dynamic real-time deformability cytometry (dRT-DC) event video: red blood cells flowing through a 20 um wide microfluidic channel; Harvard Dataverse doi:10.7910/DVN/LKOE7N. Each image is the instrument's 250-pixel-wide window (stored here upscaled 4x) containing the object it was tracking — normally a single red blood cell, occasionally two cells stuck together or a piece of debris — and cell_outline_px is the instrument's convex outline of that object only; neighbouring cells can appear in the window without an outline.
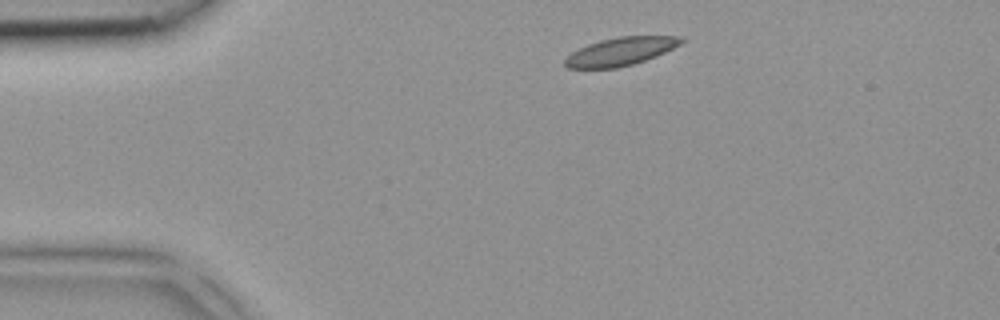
{"species": "common noctule bat (a hibernating species)", "species_latin": "Nyctalus noctula", "temperature_condition": "room temperature", "stored_images_in_passage": 3, "camera_frame_rate_fps": 3000, "um_per_image_px": 0.085, "animal": {"sex": "female", "body_mass_g": 18.4}, "frame": {"image": 1, "passage_image": 1, "time_ms": 0.0, "image_size_px": [1000, 320], "cell_outline_px": [[684, 40], [680, 44], [656, 56], [632, 64], [616, 68], [568, 68], [564, 64], [564, 60], [572, 52], [588, 44], [600, 40], [620, 36], [676, 36]], "centroid_in_image_um": [52.72, 4.37], "position_along_channel_um": 32.3, "area_um2": 18.73}}
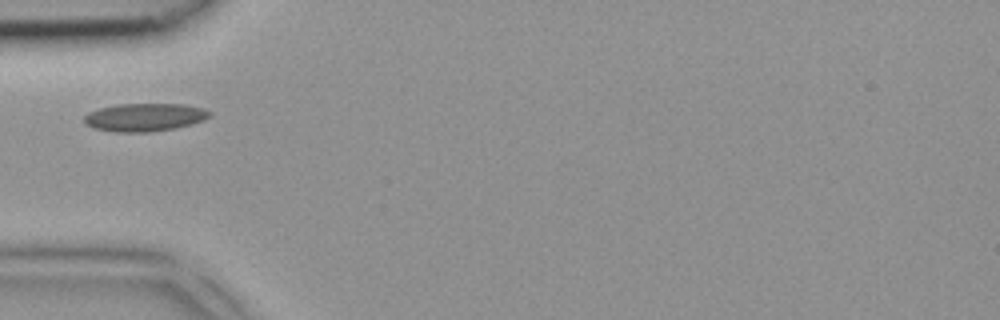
{"frame": {"image": 2, "passage_image": 2, "time_ms": 0.333, "image_size_px": [1000, 320], "cell_outline_px": [[212, 116], [204, 120], [192, 124], [176, 128], [152, 132], [112, 132], [92, 128], [84, 124], [84, 116], [88, 112], [100, 108], [116, 104], [184, 104], [204, 108], [212, 112]], "centroid_in_image_um": [12.3, 9.97], "position_along_channel_um": 72.7, "area_um2": 20.87}}